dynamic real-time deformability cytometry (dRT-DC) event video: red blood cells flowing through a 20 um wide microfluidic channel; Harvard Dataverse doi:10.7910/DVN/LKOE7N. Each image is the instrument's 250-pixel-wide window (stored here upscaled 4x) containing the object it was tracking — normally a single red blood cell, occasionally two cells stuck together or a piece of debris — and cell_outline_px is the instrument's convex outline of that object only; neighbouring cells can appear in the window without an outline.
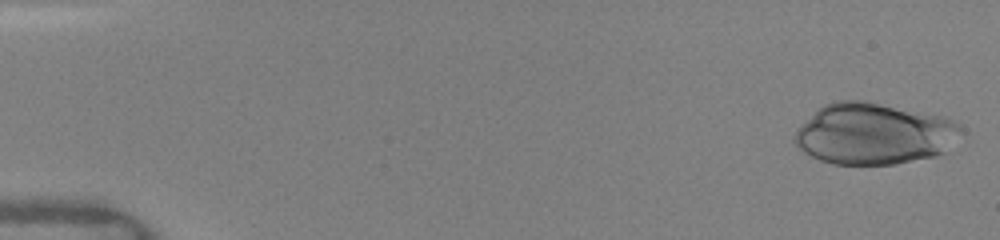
{"species": "human", "species_latin": "Homo sapiens", "temperature_condition": "warm", "stored_images_in_passage": 6, "camera_frame_rate_fps": 3000, "um_per_image_px": 0.085, "donor": {"sex": "female"}, "frame": {"image": 1, "passage_image": 1, "time_ms": 0.0, "image_size_px": [1000, 240], "cell_outline_px": [[964, 132], [944, 152], [936, 156], [896, 164], [832, 164], [820, 160], [804, 152], [792, 140], [796, 128], [824, 104], [836, 100], [864, 100], [940, 116], [960, 124], [964, 128]], "centroid_in_image_um": [74.28, 11.37], "position_along_channel_um": 10.7, "area_um2": 59.53}}
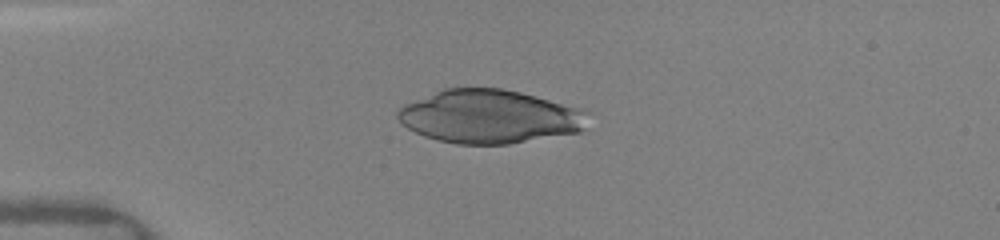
{"frame": {"image": 2, "passage_image": 4, "time_ms": 3.667, "image_size_px": [1000, 240], "cell_outline_px": [[592, 112], [584, 128], [580, 132], [508, 144], [456, 144], [436, 140], [424, 136], [408, 128], [396, 116], [396, 112], [404, 104], [444, 88], [500, 88], [520, 92], [584, 108]], "centroid_in_image_um": [41.67, 9.91], "position_along_channel_um": 43.3, "area_um2": 59.71}}